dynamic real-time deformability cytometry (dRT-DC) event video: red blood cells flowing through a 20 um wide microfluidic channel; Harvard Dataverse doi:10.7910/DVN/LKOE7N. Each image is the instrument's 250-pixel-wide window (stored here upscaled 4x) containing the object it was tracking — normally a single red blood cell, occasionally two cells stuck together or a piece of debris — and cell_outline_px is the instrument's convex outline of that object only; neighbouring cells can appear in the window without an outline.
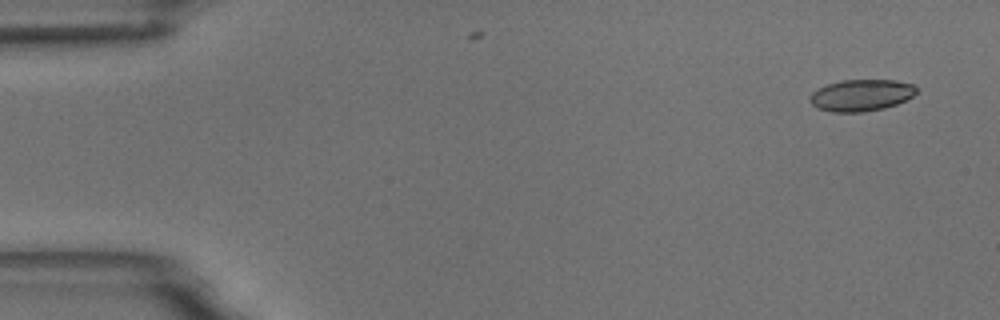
{"species": "common noctule bat (a hibernating species)", "species_latin": "Nyctalus noctula", "temperature_condition": "room temperature", "stored_images_in_passage": 9, "camera_frame_rate_fps": 3000, "um_per_image_px": 0.085, "animal": {"sex": "male", "body_mass_g": 18.8}, "frame": {"image": 1, "passage_image": 1, "time_ms": 0.0, "image_size_px": [1000, 320], "cell_outline_px": [[916, 92], [912, 96], [896, 104], [884, 108], [864, 112], [832, 112], [816, 108], [808, 100], [812, 92], [828, 84], [840, 80], [896, 80], [912, 84], [916, 88]], "centroid_in_image_um": [73.17, 8.1], "position_along_channel_um": 11.8, "area_um2": 19.59}}
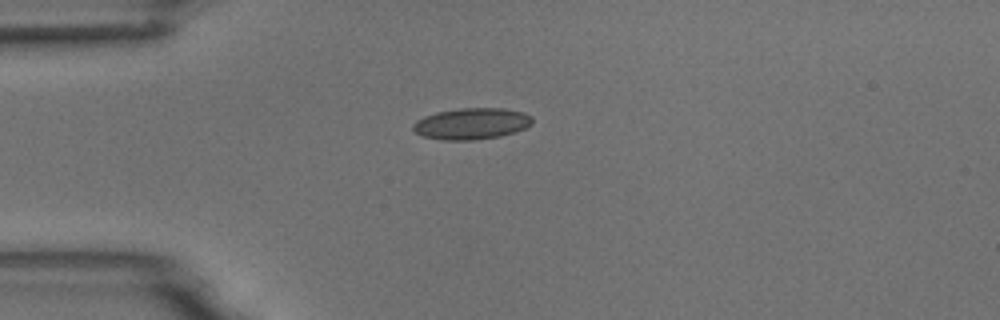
{"frame": {"image": 2, "passage_image": 4, "time_ms": 3.667, "image_size_px": [1000, 320], "cell_outline_px": [[532, 124], [516, 132], [500, 136], [472, 140], [444, 140], [424, 136], [416, 132], [412, 128], [412, 124], [416, 120], [424, 116], [436, 112], [460, 108], [504, 108], [524, 112], [532, 116]], "centroid_in_image_um": [40.09, 10.5], "position_along_channel_um": 44.9, "area_um2": 21.85}}
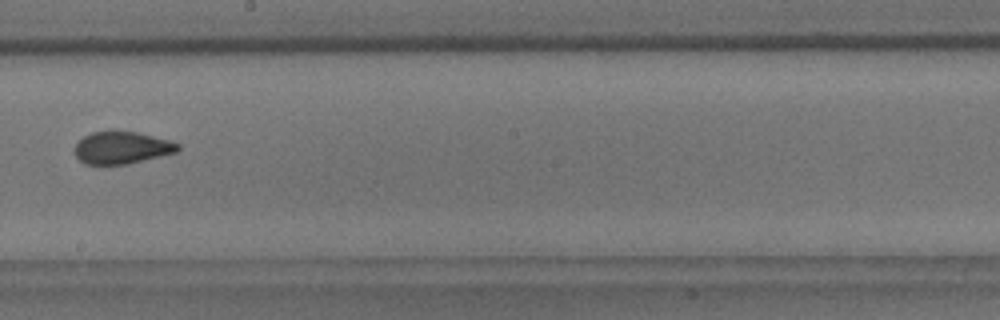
{"frame": {"image": 3, "passage_image": 9, "time_ms": 9.333, "image_size_px": [1000, 320], "cell_outline_px": [[180, 148], [176, 152], [128, 164], [84, 164], [72, 152], [72, 148], [84, 136], [92, 132], [108, 128], [136, 132], [168, 140], [180, 144]], "centroid_in_image_um": [10.29, 12.52], "position_along_channel_um": 237.9, "area_um2": 19.83}}